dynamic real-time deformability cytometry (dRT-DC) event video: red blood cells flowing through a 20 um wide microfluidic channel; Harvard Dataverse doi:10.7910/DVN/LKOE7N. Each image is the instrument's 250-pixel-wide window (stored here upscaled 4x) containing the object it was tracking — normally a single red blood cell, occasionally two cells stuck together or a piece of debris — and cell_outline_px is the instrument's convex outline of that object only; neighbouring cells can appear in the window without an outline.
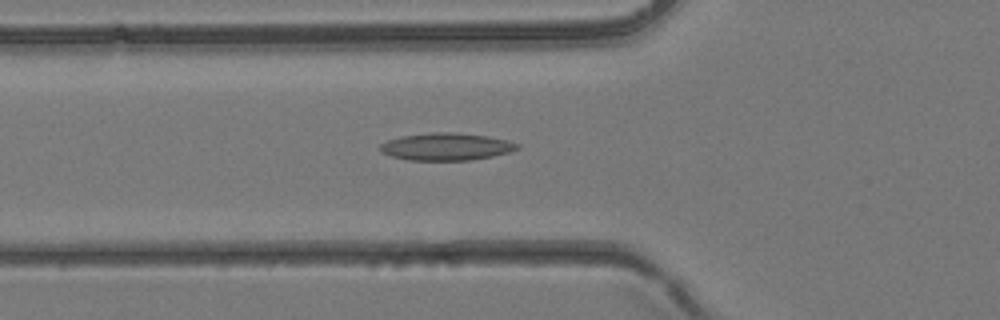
{"species": "common noctule bat (a hibernating species)", "species_latin": "Nyctalus noctula", "temperature_condition": "room temperature", "stored_images_in_passage": 40, "camera_frame_rate_fps": 3000, "um_per_image_px": 0.085, "animal": {"sex": "female", "body_mass_g": 24.6, "forearm_length_mm": 56.2}, "frame": {"image": 1, "passage_image": 14, "time_ms": 4.333, "image_size_px": [1000, 320], "cell_outline_px": [[520, 148], [508, 152], [492, 156], [468, 160], [408, 160], [392, 156], [384, 152], [380, 148], [380, 144], [388, 140], [400, 136], [432, 132], [452, 132], [488, 136], [508, 140], [520, 144]], "centroid_in_image_um": [37.96, 12.45], "position_along_channel_um": 87.8, "area_um2": 21.73}}
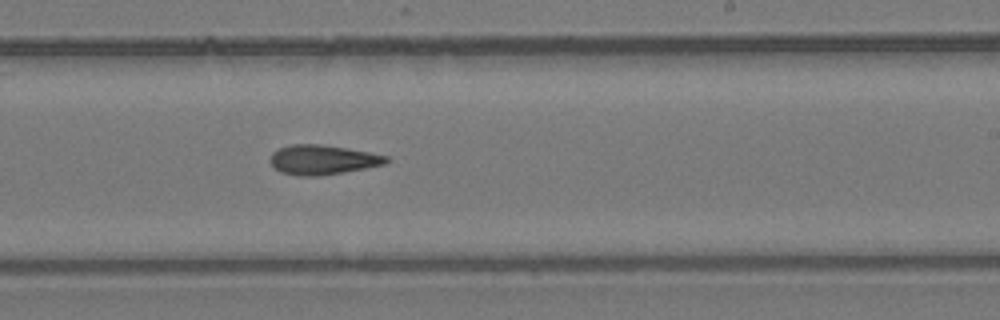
{"frame": {"image": 2, "passage_image": 24, "time_ms": 7.667, "image_size_px": [1000, 320], "cell_outline_px": [[388, 160], [384, 164], [344, 172], [320, 176], [300, 176], [280, 172], [268, 160], [272, 152], [280, 148], [292, 144], [320, 144], [368, 152], [388, 156]], "centroid_in_image_um": [27.37, 13.58], "position_along_channel_um": 261.6, "area_um2": 19.83}}
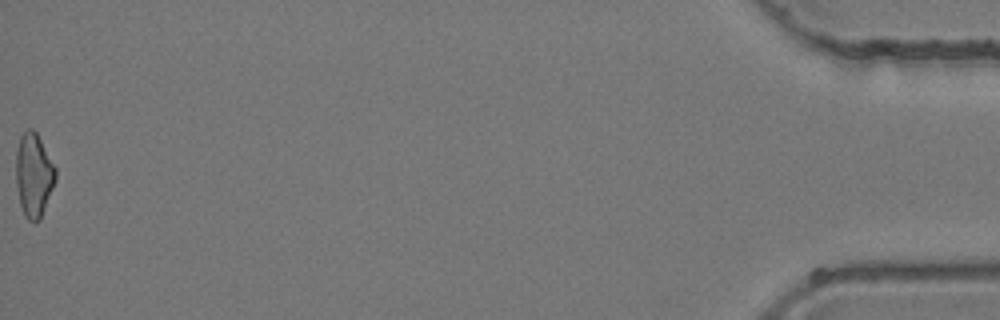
{"frame": {"image": 3, "passage_image": 40, "time_ms": 13.0, "image_size_px": [1000, 320], "cell_outline_px": [[56, 180], [40, 220], [36, 224], [28, 220], [24, 216], [20, 204], [16, 184], [16, 152], [20, 136], [28, 128], [32, 128], [36, 132], [56, 168]], "centroid_in_image_um": [2.87, 14.91], "position_along_channel_um": 432.3, "area_um2": 19.42}}